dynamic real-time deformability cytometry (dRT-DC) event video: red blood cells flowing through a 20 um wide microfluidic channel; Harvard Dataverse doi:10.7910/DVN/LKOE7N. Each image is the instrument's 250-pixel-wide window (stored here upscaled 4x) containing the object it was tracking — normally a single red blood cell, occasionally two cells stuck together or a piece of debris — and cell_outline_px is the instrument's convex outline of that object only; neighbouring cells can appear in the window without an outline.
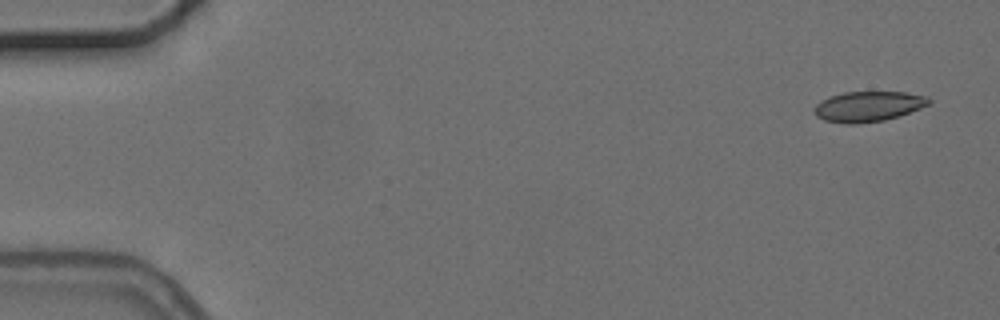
{"species": "common noctule bat (a hibernating species)", "species_latin": "Nyctalus noctula", "temperature_condition": "cold", "stored_images_in_passage": 3, "camera_frame_rate_fps": 3000, "um_per_image_px": 0.085, "animal": {"sex": "female", "body_mass_g": 24.6, "forearm_length_mm": 56.2}, "frame": {"image": 1, "passage_image": 1, "time_ms": 0.0, "image_size_px": [1000, 320], "cell_outline_px": [[932, 100], [928, 104], [920, 108], [884, 120], [856, 124], [848, 124], [824, 120], [816, 116], [812, 108], [820, 100], [844, 92], [904, 92], [928, 96]], "centroid_in_image_um": [73.76, 9.04], "position_along_channel_um": 11.2, "area_um2": 20.11}}